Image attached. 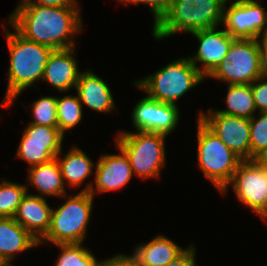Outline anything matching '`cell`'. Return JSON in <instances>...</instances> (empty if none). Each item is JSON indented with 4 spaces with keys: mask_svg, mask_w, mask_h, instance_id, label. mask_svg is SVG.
I'll use <instances>...</instances> for the list:
<instances>
[{
    "mask_svg": "<svg viewBox=\"0 0 267 266\" xmlns=\"http://www.w3.org/2000/svg\"><path fill=\"white\" fill-rule=\"evenodd\" d=\"M223 7L224 30L234 39H259L267 35V10L256 0H236ZM266 10V11H265Z\"/></svg>",
    "mask_w": 267,
    "mask_h": 266,
    "instance_id": "cell-10",
    "label": "cell"
},
{
    "mask_svg": "<svg viewBox=\"0 0 267 266\" xmlns=\"http://www.w3.org/2000/svg\"><path fill=\"white\" fill-rule=\"evenodd\" d=\"M260 117L254 115L250 122V160L267 149V112H258Z\"/></svg>",
    "mask_w": 267,
    "mask_h": 266,
    "instance_id": "cell-28",
    "label": "cell"
},
{
    "mask_svg": "<svg viewBox=\"0 0 267 266\" xmlns=\"http://www.w3.org/2000/svg\"><path fill=\"white\" fill-rule=\"evenodd\" d=\"M229 185L236 197L267 223V170L253 160H242L228 186L221 192L227 193Z\"/></svg>",
    "mask_w": 267,
    "mask_h": 266,
    "instance_id": "cell-9",
    "label": "cell"
},
{
    "mask_svg": "<svg viewBox=\"0 0 267 266\" xmlns=\"http://www.w3.org/2000/svg\"><path fill=\"white\" fill-rule=\"evenodd\" d=\"M122 4H148L154 17L155 24L161 16L168 10L172 0H118Z\"/></svg>",
    "mask_w": 267,
    "mask_h": 266,
    "instance_id": "cell-30",
    "label": "cell"
},
{
    "mask_svg": "<svg viewBox=\"0 0 267 266\" xmlns=\"http://www.w3.org/2000/svg\"><path fill=\"white\" fill-rule=\"evenodd\" d=\"M251 89L257 112H267V78H257L251 84Z\"/></svg>",
    "mask_w": 267,
    "mask_h": 266,
    "instance_id": "cell-29",
    "label": "cell"
},
{
    "mask_svg": "<svg viewBox=\"0 0 267 266\" xmlns=\"http://www.w3.org/2000/svg\"><path fill=\"white\" fill-rule=\"evenodd\" d=\"M219 26L193 32L198 40L199 47L195 55L189 56L193 65L207 78L220 64L228 53L234 38L224 29L217 30ZM201 63L200 68L197 66Z\"/></svg>",
    "mask_w": 267,
    "mask_h": 266,
    "instance_id": "cell-15",
    "label": "cell"
},
{
    "mask_svg": "<svg viewBox=\"0 0 267 266\" xmlns=\"http://www.w3.org/2000/svg\"><path fill=\"white\" fill-rule=\"evenodd\" d=\"M206 78L197 70L189 58H179L154 74L134 82V86L139 88L147 97L177 105L176 101L186 94L190 89L199 85Z\"/></svg>",
    "mask_w": 267,
    "mask_h": 266,
    "instance_id": "cell-4",
    "label": "cell"
},
{
    "mask_svg": "<svg viewBox=\"0 0 267 266\" xmlns=\"http://www.w3.org/2000/svg\"><path fill=\"white\" fill-rule=\"evenodd\" d=\"M117 149L119 154L99 157L94 170L95 181L87 183L80 191L89 192L94 197L96 193L121 189L129 183L133 176L129 158L121 148L117 146Z\"/></svg>",
    "mask_w": 267,
    "mask_h": 266,
    "instance_id": "cell-14",
    "label": "cell"
},
{
    "mask_svg": "<svg viewBox=\"0 0 267 266\" xmlns=\"http://www.w3.org/2000/svg\"><path fill=\"white\" fill-rule=\"evenodd\" d=\"M38 245L39 242L14 218H0V255L10 264L16 253Z\"/></svg>",
    "mask_w": 267,
    "mask_h": 266,
    "instance_id": "cell-21",
    "label": "cell"
},
{
    "mask_svg": "<svg viewBox=\"0 0 267 266\" xmlns=\"http://www.w3.org/2000/svg\"><path fill=\"white\" fill-rule=\"evenodd\" d=\"M75 89L83 106L101 113L110 114L115 110L116 105L109 85L94 72L81 71Z\"/></svg>",
    "mask_w": 267,
    "mask_h": 266,
    "instance_id": "cell-18",
    "label": "cell"
},
{
    "mask_svg": "<svg viewBox=\"0 0 267 266\" xmlns=\"http://www.w3.org/2000/svg\"><path fill=\"white\" fill-rule=\"evenodd\" d=\"M115 137L116 146L128 156L133 175L139 178H160L166 161L165 138L154 132L120 131Z\"/></svg>",
    "mask_w": 267,
    "mask_h": 266,
    "instance_id": "cell-6",
    "label": "cell"
},
{
    "mask_svg": "<svg viewBox=\"0 0 267 266\" xmlns=\"http://www.w3.org/2000/svg\"><path fill=\"white\" fill-rule=\"evenodd\" d=\"M32 124L58 127L57 121V97L42 96L32 103Z\"/></svg>",
    "mask_w": 267,
    "mask_h": 266,
    "instance_id": "cell-27",
    "label": "cell"
},
{
    "mask_svg": "<svg viewBox=\"0 0 267 266\" xmlns=\"http://www.w3.org/2000/svg\"><path fill=\"white\" fill-rule=\"evenodd\" d=\"M197 165L222 192L231 182L242 161L199 118L197 120Z\"/></svg>",
    "mask_w": 267,
    "mask_h": 266,
    "instance_id": "cell-7",
    "label": "cell"
},
{
    "mask_svg": "<svg viewBox=\"0 0 267 266\" xmlns=\"http://www.w3.org/2000/svg\"><path fill=\"white\" fill-rule=\"evenodd\" d=\"M28 182L30 186L35 187L40 194L35 196H52L67 198V187L64 184L60 166L55 159L50 162L29 167ZM44 195V196H43Z\"/></svg>",
    "mask_w": 267,
    "mask_h": 266,
    "instance_id": "cell-20",
    "label": "cell"
},
{
    "mask_svg": "<svg viewBox=\"0 0 267 266\" xmlns=\"http://www.w3.org/2000/svg\"><path fill=\"white\" fill-rule=\"evenodd\" d=\"M0 266H12L2 255H0Z\"/></svg>",
    "mask_w": 267,
    "mask_h": 266,
    "instance_id": "cell-36",
    "label": "cell"
},
{
    "mask_svg": "<svg viewBox=\"0 0 267 266\" xmlns=\"http://www.w3.org/2000/svg\"><path fill=\"white\" fill-rule=\"evenodd\" d=\"M229 84H252L261 77L258 39H234L225 58L208 76Z\"/></svg>",
    "mask_w": 267,
    "mask_h": 266,
    "instance_id": "cell-8",
    "label": "cell"
},
{
    "mask_svg": "<svg viewBox=\"0 0 267 266\" xmlns=\"http://www.w3.org/2000/svg\"><path fill=\"white\" fill-rule=\"evenodd\" d=\"M195 253V247L191 244L180 256L169 262L166 266H197Z\"/></svg>",
    "mask_w": 267,
    "mask_h": 266,
    "instance_id": "cell-31",
    "label": "cell"
},
{
    "mask_svg": "<svg viewBox=\"0 0 267 266\" xmlns=\"http://www.w3.org/2000/svg\"><path fill=\"white\" fill-rule=\"evenodd\" d=\"M226 0H172L168 10L153 24L152 35L162 40L185 31L220 26Z\"/></svg>",
    "mask_w": 267,
    "mask_h": 266,
    "instance_id": "cell-3",
    "label": "cell"
},
{
    "mask_svg": "<svg viewBox=\"0 0 267 266\" xmlns=\"http://www.w3.org/2000/svg\"><path fill=\"white\" fill-rule=\"evenodd\" d=\"M197 116L230 150L242 160H250V122L209 109Z\"/></svg>",
    "mask_w": 267,
    "mask_h": 266,
    "instance_id": "cell-12",
    "label": "cell"
},
{
    "mask_svg": "<svg viewBox=\"0 0 267 266\" xmlns=\"http://www.w3.org/2000/svg\"><path fill=\"white\" fill-rule=\"evenodd\" d=\"M75 48L53 50L48 57L42 81L59 92L65 93L76 88L81 71L74 57Z\"/></svg>",
    "mask_w": 267,
    "mask_h": 266,
    "instance_id": "cell-16",
    "label": "cell"
},
{
    "mask_svg": "<svg viewBox=\"0 0 267 266\" xmlns=\"http://www.w3.org/2000/svg\"><path fill=\"white\" fill-rule=\"evenodd\" d=\"M21 138L16 157L33 167L55 159L65 136L58 127L28 123Z\"/></svg>",
    "mask_w": 267,
    "mask_h": 266,
    "instance_id": "cell-11",
    "label": "cell"
},
{
    "mask_svg": "<svg viewBox=\"0 0 267 266\" xmlns=\"http://www.w3.org/2000/svg\"><path fill=\"white\" fill-rule=\"evenodd\" d=\"M98 266H136L133 256L117 254L109 259L99 260Z\"/></svg>",
    "mask_w": 267,
    "mask_h": 266,
    "instance_id": "cell-33",
    "label": "cell"
},
{
    "mask_svg": "<svg viewBox=\"0 0 267 266\" xmlns=\"http://www.w3.org/2000/svg\"><path fill=\"white\" fill-rule=\"evenodd\" d=\"M51 211L45 197L27 192L13 218L39 242L49 230Z\"/></svg>",
    "mask_w": 267,
    "mask_h": 266,
    "instance_id": "cell-17",
    "label": "cell"
},
{
    "mask_svg": "<svg viewBox=\"0 0 267 266\" xmlns=\"http://www.w3.org/2000/svg\"><path fill=\"white\" fill-rule=\"evenodd\" d=\"M93 198L89 192L79 191L58 209H52L49 230L39 245L47 241L54 245L83 243L94 206Z\"/></svg>",
    "mask_w": 267,
    "mask_h": 266,
    "instance_id": "cell-5",
    "label": "cell"
},
{
    "mask_svg": "<svg viewBox=\"0 0 267 266\" xmlns=\"http://www.w3.org/2000/svg\"><path fill=\"white\" fill-rule=\"evenodd\" d=\"M24 1H25V0H21V2L18 3V6H19L20 4H22Z\"/></svg>",
    "mask_w": 267,
    "mask_h": 266,
    "instance_id": "cell-37",
    "label": "cell"
},
{
    "mask_svg": "<svg viewBox=\"0 0 267 266\" xmlns=\"http://www.w3.org/2000/svg\"><path fill=\"white\" fill-rule=\"evenodd\" d=\"M83 105L80 102L79 96L65 95L57 97V121L60 132L65 135L76 127L83 118Z\"/></svg>",
    "mask_w": 267,
    "mask_h": 266,
    "instance_id": "cell-24",
    "label": "cell"
},
{
    "mask_svg": "<svg viewBox=\"0 0 267 266\" xmlns=\"http://www.w3.org/2000/svg\"><path fill=\"white\" fill-rule=\"evenodd\" d=\"M254 161L261 167L267 170V149L258 154Z\"/></svg>",
    "mask_w": 267,
    "mask_h": 266,
    "instance_id": "cell-35",
    "label": "cell"
},
{
    "mask_svg": "<svg viewBox=\"0 0 267 266\" xmlns=\"http://www.w3.org/2000/svg\"><path fill=\"white\" fill-rule=\"evenodd\" d=\"M178 105L162 103L147 96L133 107L132 123L136 131L154 132L168 136L179 125Z\"/></svg>",
    "mask_w": 267,
    "mask_h": 266,
    "instance_id": "cell-13",
    "label": "cell"
},
{
    "mask_svg": "<svg viewBox=\"0 0 267 266\" xmlns=\"http://www.w3.org/2000/svg\"><path fill=\"white\" fill-rule=\"evenodd\" d=\"M53 6V7H64V6H79L77 0H25L19 6Z\"/></svg>",
    "mask_w": 267,
    "mask_h": 266,
    "instance_id": "cell-32",
    "label": "cell"
},
{
    "mask_svg": "<svg viewBox=\"0 0 267 266\" xmlns=\"http://www.w3.org/2000/svg\"><path fill=\"white\" fill-rule=\"evenodd\" d=\"M61 249L55 266H98L99 261L81 244H57Z\"/></svg>",
    "mask_w": 267,
    "mask_h": 266,
    "instance_id": "cell-26",
    "label": "cell"
},
{
    "mask_svg": "<svg viewBox=\"0 0 267 266\" xmlns=\"http://www.w3.org/2000/svg\"><path fill=\"white\" fill-rule=\"evenodd\" d=\"M27 192L29 191L26 185L2 180L0 183V218H13Z\"/></svg>",
    "mask_w": 267,
    "mask_h": 266,
    "instance_id": "cell-25",
    "label": "cell"
},
{
    "mask_svg": "<svg viewBox=\"0 0 267 266\" xmlns=\"http://www.w3.org/2000/svg\"><path fill=\"white\" fill-rule=\"evenodd\" d=\"M10 56L8 69V83L5 96L0 105L6 106L14 103L22 91L35 86L41 80L47 64L48 57L53 49L23 38L15 30L7 29L3 24Z\"/></svg>",
    "mask_w": 267,
    "mask_h": 266,
    "instance_id": "cell-2",
    "label": "cell"
},
{
    "mask_svg": "<svg viewBox=\"0 0 267 266\" xmlns=\"http://www.w3.org/2000/svg\"><path fill=\"white\" fill-rule=\"evenodd\" d=\"M258 47L260 51L261 76L267 78V35L258 39Z\"/></svg>",
    "mask_w": 267,
    "mask_h": 266,
    "instance_id": "cell-34",
    "label": "cell"
},
{
    "mask_svg": "<svg viewBox=\"0 0 267 266\" xmlns=\"http://www.w3.org/2000/svg\"><path fill=\"white\" fill-rule=\"evenodd\" d=\"M62 153L63 150L56 156V160L60 166L64 184L66 186L67 182L69 186L76 188L92 175L95 169L93 161L77 146H72L61 159H58Z\"/></svg>",
    "mask_w": 267,
    "mask_h": 266,
    "instance_id": "cell-22",
    "label": "cell"
},
{
    "mask_svg": "<svg viewBox=\"0 0 267 266\" xmlns=\"http://www.w3.org/2000/svg\"><path fill=\"white\" fill-rule=\"evenodd\" d=\"M79 6H17L8 23L26 40L53 50L76 47L74 36L81 33L83 21Z\"/></svg>",
    "mask_w": 267,
    "mask_h": 266,
    "instance_id": "cell-1",
    "label": "cell"
},
{
    "mask_svg": "<svg viewBox=\"0 0 267 266\" xmlns=\"http://www.w3.org/2000/svg\"><path fill=\"white\" fill-rule=\"evenodd\" d=\"M225 102L227 109L217 112L250 119L257 111L251 84H229Z\"/></svg>",
    "mask_w": 267,
    "mask_h": 266,
    "instance_id": "cell-23",
    "label": "cell"
},
{
    "mask_svg": "<svg viewBox=\"0 0 267 266\" xmlns=\"http://www.w3.org/2000/svg\"><path fill=\"white\" fill-rule=\"evenodd\" d=\"M185 250L186 248L160 234L149 242L138 245L131 255L136 266H166Z\"/></svg>",
    "mask_w": 267,
    "mask_h": 266,
    "instance_id": "cell-19",
    "label": "cell"
}]
</instances>
